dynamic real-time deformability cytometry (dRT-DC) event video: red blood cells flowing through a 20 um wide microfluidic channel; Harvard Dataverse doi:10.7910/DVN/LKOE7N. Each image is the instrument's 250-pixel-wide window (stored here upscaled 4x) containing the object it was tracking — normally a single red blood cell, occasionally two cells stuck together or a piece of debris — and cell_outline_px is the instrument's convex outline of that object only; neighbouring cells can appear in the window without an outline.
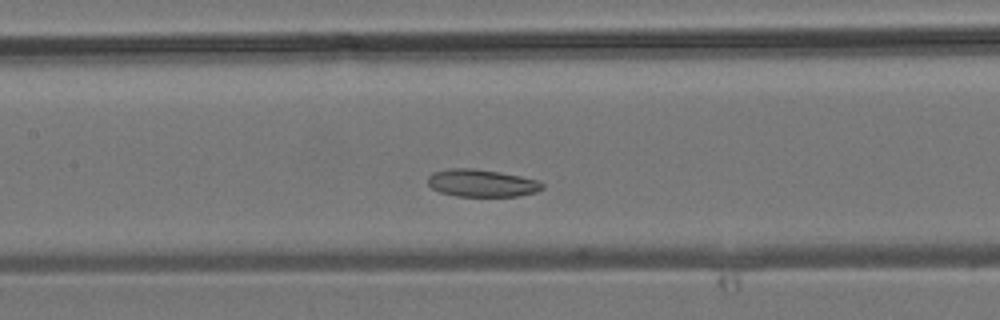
{"species": "common noctule bat (a hibernating species)", "species_latin": "Nyctalus noctula", "temperature_condition": "room temperature", "stored_images_in_passage": 15, "camera_frame_rate_fps": 3000, "um_per_image_px": 0.085, "animal": {"sex": "male", "body_mass_g": 19.2, "forearm_length_mm": 51.8}, "frame": {"image": 1, "passage_image": 14, "time_ms": 4.333, "image_size_px": [1000, 320], "cell_outline_px": [[544, 188], [536, 192], [520, 196], [456, 196], [440, 192], [432, 188], [428, 184], [428, 176], [432, 172], [448, 168], [472, 168], [520, 176], [540, 180], [544, 184]], "centroid_in_image_um": [40.95, 15.56], "position_along_channel_um": 166.4, "area_um2": 18.38}}